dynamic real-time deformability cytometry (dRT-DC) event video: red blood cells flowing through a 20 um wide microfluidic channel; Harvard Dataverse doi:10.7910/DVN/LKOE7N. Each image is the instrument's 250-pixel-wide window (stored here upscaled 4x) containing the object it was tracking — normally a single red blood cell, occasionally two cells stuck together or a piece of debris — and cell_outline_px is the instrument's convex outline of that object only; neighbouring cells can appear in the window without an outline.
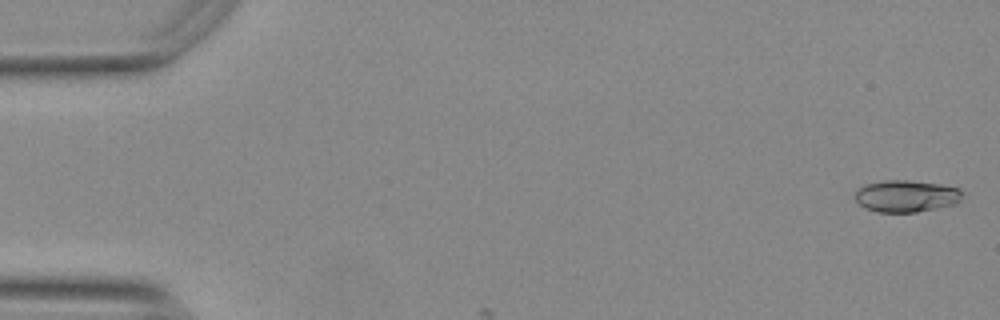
{"species": "Egyptian fruit bat (a non-hibernating species)", "species_latin": "Rousettus aegyptiacus", "temperature_condition": "warm", "stored_images_in_passage": 5, "camera_frame_rate_fps": 3000, "um_per_image_px": 0.085, "animal": {"sex": "female"}, "frame": {"image": 1, "passage_image": 1, "time_ms": 0.0, "image_size_px": [1000, 320], "cell_outline_px": [[964, 192], [960, 200], [956, 204], [916, 212], [876, 212], [864, 208], [856, 200], [856, 192], [860, 188], [868, 184], [884, 180], [908, 180], [940, 184], [960, 188]], "centroid_in_image_um": [77.07, 16.67], "position_along_channel_um": 7.9, "area_um2": 19.94}}